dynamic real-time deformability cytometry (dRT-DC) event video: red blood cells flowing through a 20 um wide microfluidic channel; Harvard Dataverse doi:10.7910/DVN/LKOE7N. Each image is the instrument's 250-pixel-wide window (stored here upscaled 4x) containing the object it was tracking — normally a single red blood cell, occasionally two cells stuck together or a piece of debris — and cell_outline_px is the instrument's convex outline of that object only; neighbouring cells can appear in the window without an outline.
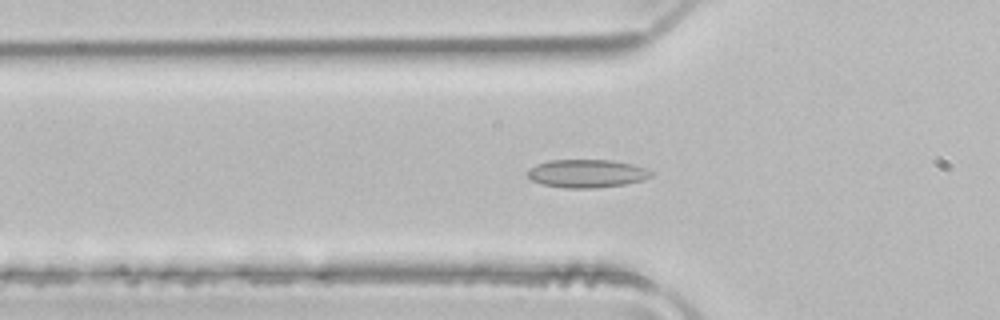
{"species": "common noctule bat (a hibernating species)", "species_latin": "Nyctalus noctula", "temperature_condition": "room temperature", "stored_images_in_passage": 52, "camera_frame_rate_fps": 3000, "um_per_image_px": 0.085, "animal": {"sex": "male", "body_mass_g": 21.5, "forearm_length_mm": 52.0}, "frame": {"image": 1, "passage_image": 17, "time_ms": 5.333, "image_size_px": [1000, 320], "cell_outline_px": [[652, 176], [644, 180], [624, 184], [596, 188], [564, 188], [544, 184], [532, 180], [524, 172], [528, 168], [536, 164], [552, 160], [612, 160], [632, 164], [644, 168], [652, 172]], "centroid_in_image_um": [49.85, 14.75], "position_along_channel_um": 76.0, "area_um2": 20.29}}
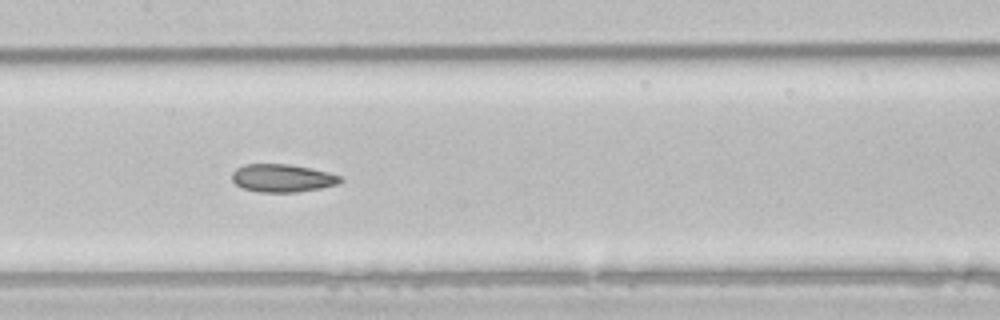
{"frame": {"image": 2, "passage_image": 25, "time_ms": 8.0, "image_size_px": [1000, 320], "cell_outline_px": [[344, 180], [340, 184], [320, 188], [296, 192], [260, 192], [244, 188], [236, 184], [232, 180], [232, 172], [236, 168], [244, 164], [288, 164], [312, 168], [328, 172], [340, 176]], "centroid_in_image_um": [24.02, 15.13], "position_along_channel_um": 183.4, "area_um2": 17.69}}
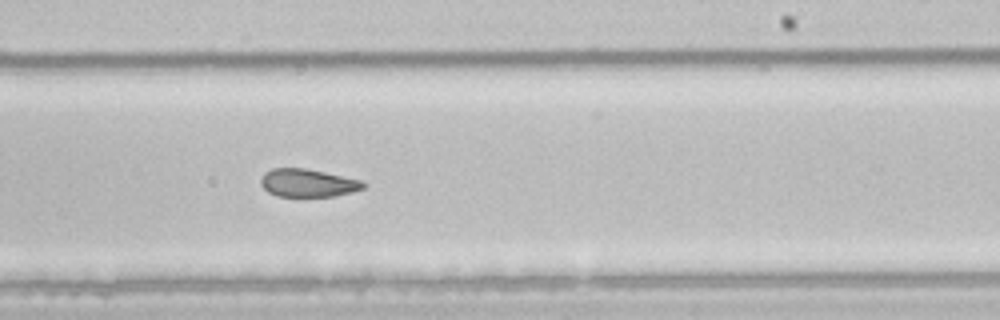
{"frame": {"image": 3, "passage_image": 31, "time_ms": 10.0, "image_size_px": [1000, 320], "cell_outline_px": [[368, 184], [364, 188], [352, 192], [336, 196], [276, 196], [268, 192], [260, 184], [260, 180], [264, 172], [272, 168], [304, 168], [324, 172], [360, 180]], "centroid_in_image_um": [26.15, 15.55], "position_along_channel_um": 262.8, "area_um2": 16.7}, "authors_computed_cell_mechanics": {"area_um2": 20.3745, "velocity_mm_per_s": 3.9987, "shape_relaxation_time_tau1_ms": null, "shape_relaxation_time_tau2_ms": 2.8309, "deformation_change_tau1": null, "deformation_change_tau2": 0.0864}}